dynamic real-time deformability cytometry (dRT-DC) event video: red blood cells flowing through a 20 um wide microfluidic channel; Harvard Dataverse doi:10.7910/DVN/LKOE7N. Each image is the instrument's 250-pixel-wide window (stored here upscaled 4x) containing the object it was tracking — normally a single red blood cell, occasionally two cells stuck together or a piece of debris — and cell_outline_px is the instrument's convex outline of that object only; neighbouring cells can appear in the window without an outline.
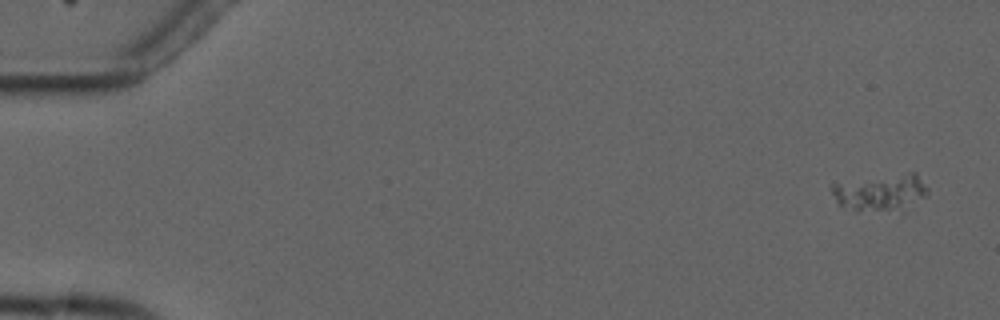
{"species": "common noctule bat (a hibernating species)", "species_latin": "Nyctalus noctula", "temperature_condition": "cold", "stored_images_in_passage": 4, "camera_frame_rate_fps": 3000, "um_per_image_px": 0.085, "animal": {"sex": "male", "forearm_length_mm": 52.5}, "frame": {"image": 1, "passage_image": 1, "time_ms": 0.0, "image_size_px": [1000, 320], "cell_outline_px": [[928, 196], [892, 208], [856, 212], [840, 208], [828, 188], [832, 184], [908, 172], [916, 172], [928, 188]], "centroid_in_image_um": [74.74, 16.33], "position_along_channel_um": 10.3, "area_um2": 19.94}}